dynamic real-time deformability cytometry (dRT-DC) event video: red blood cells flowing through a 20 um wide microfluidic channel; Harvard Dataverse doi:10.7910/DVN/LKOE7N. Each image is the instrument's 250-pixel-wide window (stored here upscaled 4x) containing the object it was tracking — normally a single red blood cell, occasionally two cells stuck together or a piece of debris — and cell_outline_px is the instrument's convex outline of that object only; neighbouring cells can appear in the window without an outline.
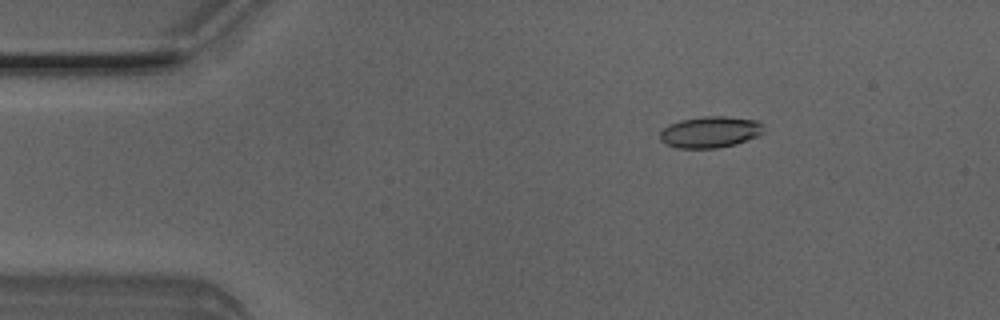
{"species": "Egyptian fruit bat (a non-hibernating species)", "species_latin": "Rousettus aegyptiacus", "temperature_condition": "room temperature", "stored_images_in_passage": 3, "camera_frame_rate_fps": 3000, "um_per_image_px": 0.085, "animal": {"sex": "male"}, "frame": {"image": 1, "passage_image": 1, "time_ms": 0.0, "image_size_px": [1000, 320], "cell_outline_px": [[764, 132], [760, 136], [736, 144], [716, 148], [676, 148], [660, 140], [660, 132], [668, 124], [680, 120], [704, 116], [724, 116], [756, 120], [764, 124]], "centroid_in_image_um": [60.4, 11.22], "position_along_channel_um": 24.6, "area_um2": 19.13}}